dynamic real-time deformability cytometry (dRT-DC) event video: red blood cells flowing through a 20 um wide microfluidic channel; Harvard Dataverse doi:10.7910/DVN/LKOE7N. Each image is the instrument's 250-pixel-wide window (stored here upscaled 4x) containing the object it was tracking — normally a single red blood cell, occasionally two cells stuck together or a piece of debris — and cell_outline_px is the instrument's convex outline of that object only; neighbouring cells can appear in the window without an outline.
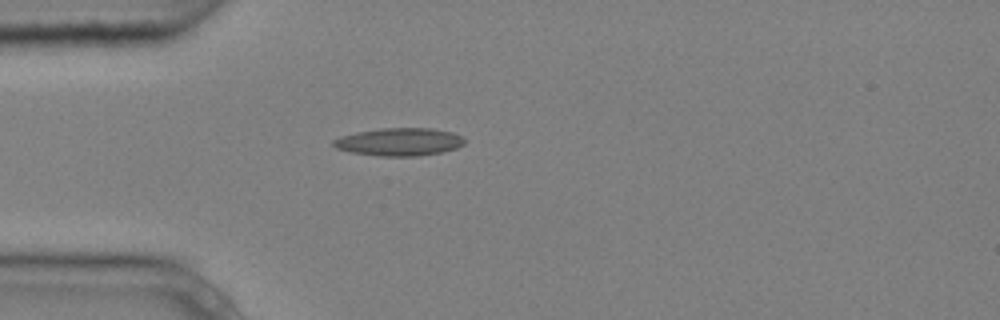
{"species": "common noctule bat (a hibernating species)", "species_latin": "Nyctalus noctula", "temperature_condition": "cold", "stored_images_in_passage": 6, "camera_frame_rate_fps": 3000, "um_per_image_px": 0.085, "animal": {"sex": "male", "body_mass_g": 20.4}, "frame": {"image": 1, "passage_image": 5, "time_ms": 1.333, "image_size_px": [1000, 320], "cell_outline_px": [[464, 144], [456, 148], [444, 152], [420, 156], [380, 156], [352, 152], [336, 148], [332, 144], [332, 140], [340, 136], [356, 132], [380, 128], [428, 128], [452, 132], [464, 136]], "centroid_in_image_um": [33.95, 12.06], "position_along_channel_um": 51.0, "area_um2": 21.39}}